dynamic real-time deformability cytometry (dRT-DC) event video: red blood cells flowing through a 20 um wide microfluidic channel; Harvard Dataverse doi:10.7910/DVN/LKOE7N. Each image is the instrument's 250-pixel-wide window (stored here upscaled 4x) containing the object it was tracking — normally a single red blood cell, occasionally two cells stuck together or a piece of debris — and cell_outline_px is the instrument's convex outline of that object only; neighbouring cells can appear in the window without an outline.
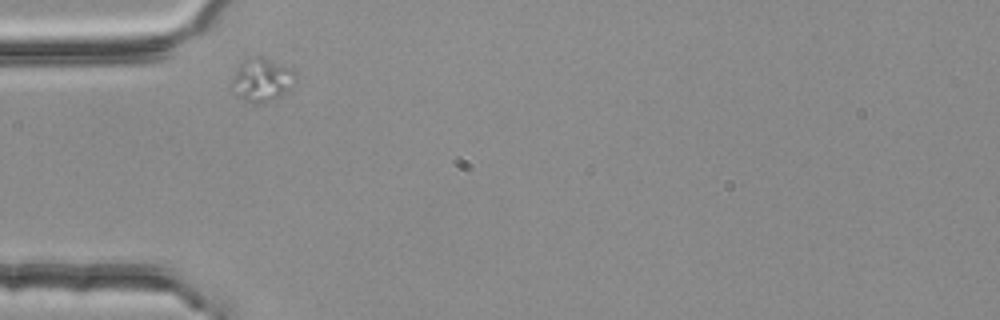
{"species": "common noctule bat (a hibernating species)", "species_latin": "Nyctalus noctula", "temperature_condition": "room temperature", "stored_images_in_passage": 2, "camera_frame_rate_fps": 3000, "um_per_image_px": 0.085, "animal": {"sex": "female", "body_mass_g": 25.1}, "frame": {"image": 1, "passage_image": 1, "time_ms": 0.0, "image_size_px": [1000, 320], "cell_outline_px": [[296, 80], [280, 96], [256, 104], [244, 100], [236, 96], [228, 88], [228, 84], [240, 64], [244, 60], [260, 56], [292, 68], [296, 72]], "centroid_in_image_um": [22.2, 6.79], "position_along_channel_um": 62.8, "area_um2": 16.07}}